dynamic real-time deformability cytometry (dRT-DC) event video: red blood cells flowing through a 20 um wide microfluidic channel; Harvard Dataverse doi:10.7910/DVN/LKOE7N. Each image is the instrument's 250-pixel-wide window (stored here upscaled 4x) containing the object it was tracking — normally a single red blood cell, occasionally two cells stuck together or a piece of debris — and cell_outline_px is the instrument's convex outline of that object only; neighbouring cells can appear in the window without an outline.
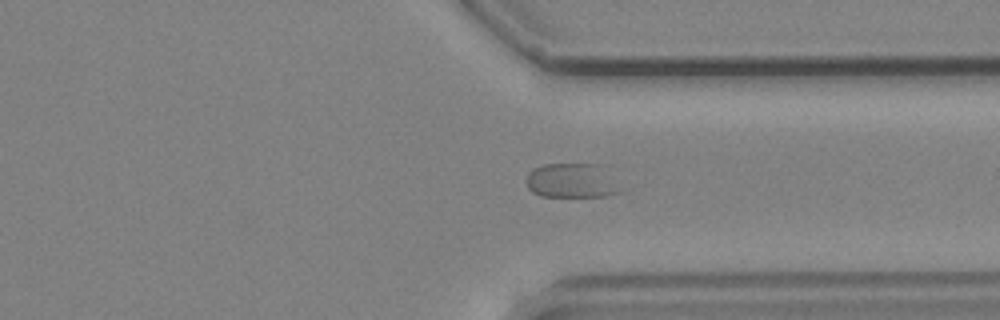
{"species": "common noctule bat (a hibernating species)", "species_latin": "Nyctalus noctula", "temperature_condition": "cold", "stored_images_in_passage": 47, "camera_frame_rate_fps": 3000, "um_per_image_px": 0.085, "animal": {"sex": "male", "body_mass_g": 19.2, "forearm_length_mm": 51.8}, "frame": {"image": 1, "passage_image": 34, "time_ms": 11.0, "image_size_px": [1000, 320], "cell_outline_px": [[620, 192], [608, 196], [540, 196], [532, 192], [528, 188], [528, 172], [532, 168], [544, 164], [600, 164]], "centroid_in_image_um": [48.51, 15.35], "position_along_channel_um": 362.9, "area_um2": 18.44}}
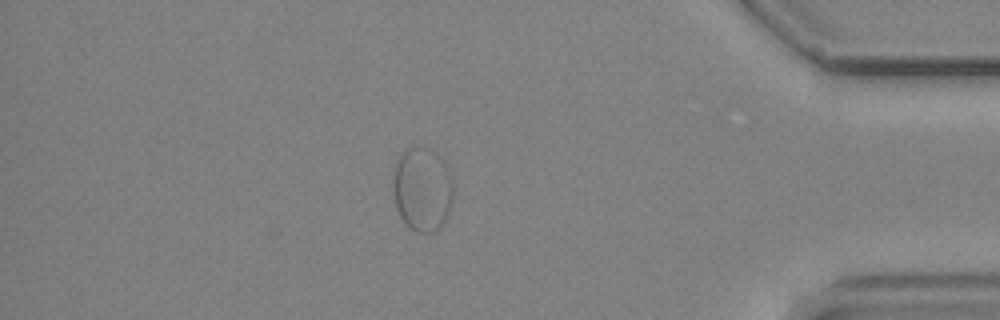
{"frame": {"image": 2, "passage_image": 40, "time_ms": 13.0, "image_size_px": [1000, 320], "cell_outline_px": [[452, 200], [448, 212], [444, 220], [432, 232], [416, 232], [400, 216], [396, 208], [396, 160], [408, 148], [428, 148], [440, 156], [444, 160], [448, 168], [452, 180]], "centroid_in_image_um": [35.94, 16.07], "position_along_channel_um": 399.3, "area_um2": 28.38}}